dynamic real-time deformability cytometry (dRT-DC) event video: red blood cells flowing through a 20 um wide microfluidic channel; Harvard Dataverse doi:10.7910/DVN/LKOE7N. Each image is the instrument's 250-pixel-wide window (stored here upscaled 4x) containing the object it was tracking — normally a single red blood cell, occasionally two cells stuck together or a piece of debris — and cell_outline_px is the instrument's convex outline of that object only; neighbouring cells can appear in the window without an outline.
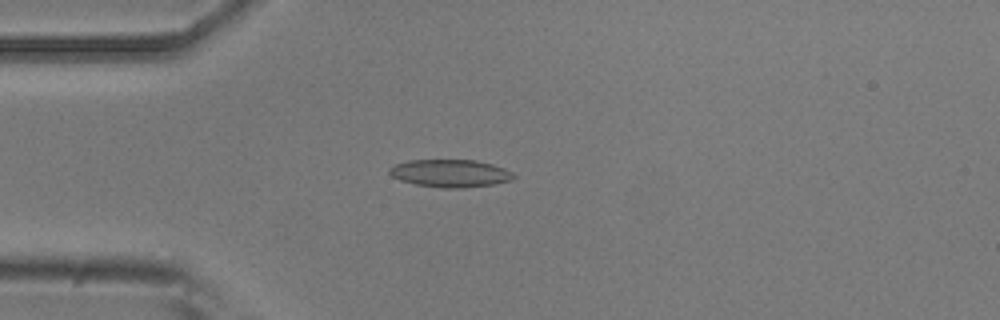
{"species": "common noctule bat (a hibernating species)", "species_latin": "Nyctalus noctula", "temperature_condition": "room temperature", "stored_images_in_passage": 3, "camera_frame_rate_fps": 3000, "um_per_image_px": 0.085, "animal": {"sex": "male", "body_mass_g": 20.5, "forearm_length_mm": 52.5}, "frame": {"image": 1, "passage_image": 3, "time_ms": 2.333, "image_size_px": [1000, 320], "cell_outline_px": [[516, 176], [512, 180], [492, 184], [464, 188], [444, 188], [416, 184], [400, 180], [392, 176], [388, 172], [388, 168], [396, 164], [408, 160], [476, 160], [492, 164], [504, 168], [512, 172]], "centroid_in_image_um": [38.27, 14.73], "position_along_channel_um": 46.7, "area_um2": 20.0}}